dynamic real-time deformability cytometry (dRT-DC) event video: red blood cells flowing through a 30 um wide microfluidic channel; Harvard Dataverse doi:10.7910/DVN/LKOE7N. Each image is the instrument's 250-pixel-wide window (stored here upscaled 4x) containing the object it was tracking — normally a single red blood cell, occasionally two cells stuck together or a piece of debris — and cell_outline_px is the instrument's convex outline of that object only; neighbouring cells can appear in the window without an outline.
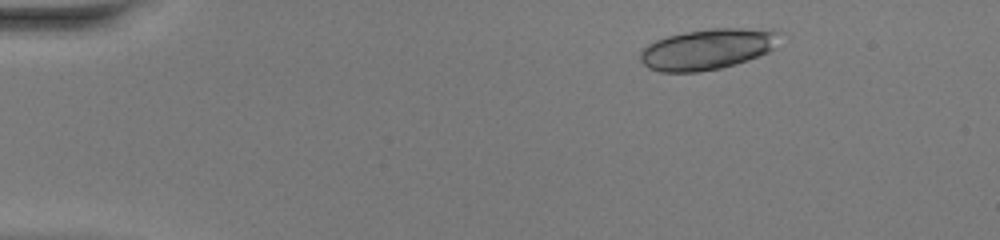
{"species": "common noctule bat (a hibernating species)", "species_latin": "Nyctalus noctula", "temperature_condition": "warm", "stored_images_in_passage": 48, "camera_frame_rate_fps": 3000, "um_per_image_px": 0.085, "animal": {"sex": "female", "body_mass_g": 20.0, "forearm_length_mm": 54.0}, "frame": {"image": 1, "passage_image": 6, "time_ms": 1.667, "image_size_px": [1000, 240], "cell_outline_px": [[776, 32], [772, 48], [768, 52], [760, 56], [736, 64], [720, 68], [696, 72], [660, 72], [648, 68], [640, 60], [640, 52], [648, 44], [656, 40], [668, 36], [684, 32], [708, 28], [740, 28]], "centroid_in_image_um": [60.02, 4.2], "position_along_channel_um": 25.0, "area_um2": 32.48}}